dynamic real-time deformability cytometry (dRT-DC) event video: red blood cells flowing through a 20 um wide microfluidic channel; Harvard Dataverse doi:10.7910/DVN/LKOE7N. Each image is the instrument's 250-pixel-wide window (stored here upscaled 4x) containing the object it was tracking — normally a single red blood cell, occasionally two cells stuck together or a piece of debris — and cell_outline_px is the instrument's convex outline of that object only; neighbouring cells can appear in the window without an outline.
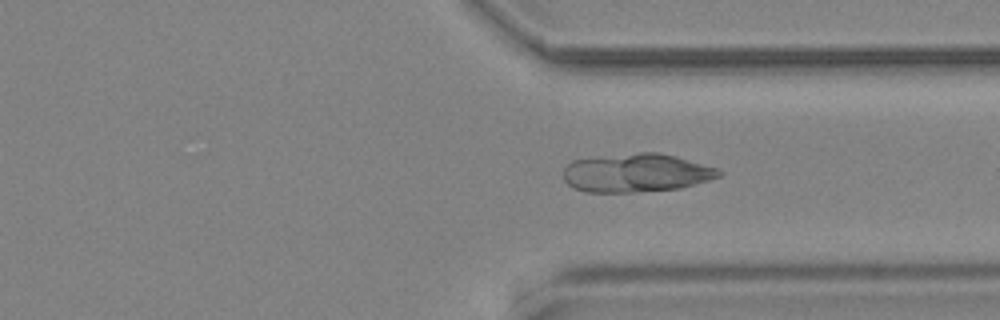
{"species": "common noctule bat (a hibernating species)", "species_latin": "Nyctalus noctula", "temperature_condition": "cold", "stored_images_in_passage": 53, "camera_frame_rate_fps": 3000, "um_per_image_px": 0.085, "animal": {"sex": "male", "body_mass_g": 19.2, "forearm_length_mm": 51.8}, "frame": {"image": 1, "passage_image": 37, "time_ms": 12.0, "image_size_px": [1000, 320], "cell_outline_px": [[724, 172], [720, 176], [708, 180], [680, 188], [628, 192], [584, 192], [572, 188], [564, 180], [564, 168], [572, 160], [640, 152], [656, 152], [672, 156], [716, 168]], "centroid_in_image_um": [54.04, 14.7], "position_along_channel_um": 357.4, "area_um2": 34.39}}
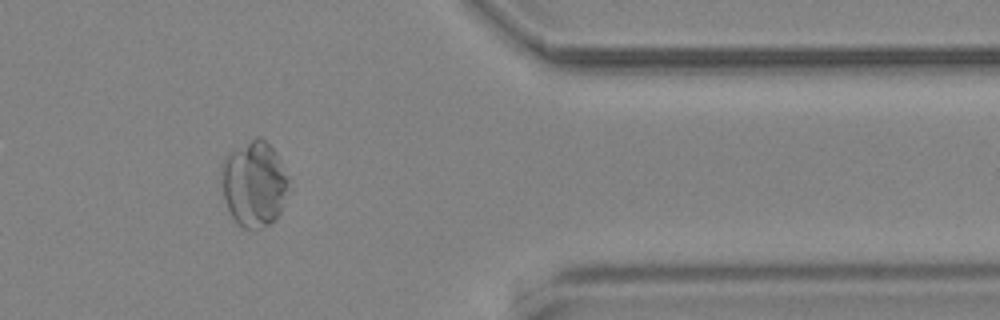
{"frame": {"image": 2, "passage_image": 42, "time_ms": 13.667, "image_size_px": [1000, 320], "cell_outline_px": [[288, 180], [280, 212], [276, 220], [268, 224], [248, 228], [244, 228], [236, 224], [224, 200], [220, 180], [220, 168], [224, 156], [228, 152], [256, 136], [260, 136], [272, 148], [280, 160], [288, 176]], "centroid_in_image_um": [21.53, 15.58], "position_along_channel_um": 389.9, "area_um2": 33.47}}